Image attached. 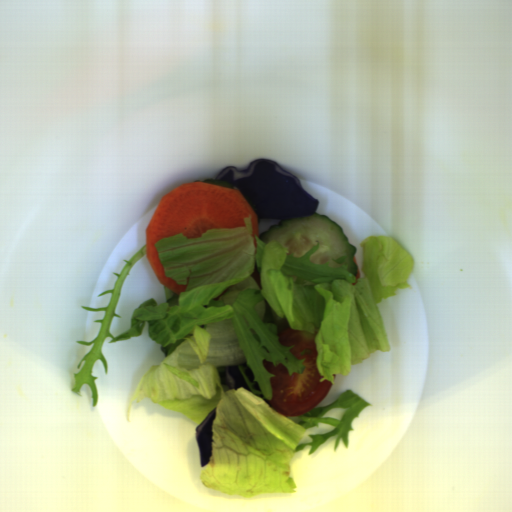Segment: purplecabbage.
Returning a JSON list of instances; mask_svg holds the SVG:
<instances>
[{"mask_svg": "<svg viewBox=\"0 0 512 512\" xmlns=\"http://www.w3.org/2000/svg\"><path fill=\"white\" fill-rule=\"evenodd\" d=\"M215 180L232 184L255 205L259 219H295L312 216L319 200L310 195L298 177L284 169L278 162L260 158L246 170L227 166Z\"/></svg>", "mask_w": 512, "mask_h": 512, "instance_id": "1", "label": "purple cabbage"}, {"mask_svg": "<svg viewBox=\"0 0 512 512\" xmlns=\"http://www.w3.org/2000/svg\"><path fill=\"white\" fill-rule=\"evenodd\" d=\"M217 407L210 411L207 417L196 427L195 439L199 448L200 467L209 463L212 457L213 422L216 418Z\"/></svg>", "mask_w": 512, "mask_h": 512, "instance_id": "2", "label": "purple cabbage"}, {"mask_svg": "<svg viewBox=\"0 0 512 512\" xmlns=\"http://www.w3.org/2000/svg\"><path fill=\"white\" fill-rule=\"evenodd\" d=\"M225 379L230 390H237L238 388H245L247 391H251V388L246 381L242 371L237 366L226 367Z\"/></svg>", "mask_w": 512, "mask_h": 512, "instance_id": "3", "label": "purple cabbage"}]
</instances>
